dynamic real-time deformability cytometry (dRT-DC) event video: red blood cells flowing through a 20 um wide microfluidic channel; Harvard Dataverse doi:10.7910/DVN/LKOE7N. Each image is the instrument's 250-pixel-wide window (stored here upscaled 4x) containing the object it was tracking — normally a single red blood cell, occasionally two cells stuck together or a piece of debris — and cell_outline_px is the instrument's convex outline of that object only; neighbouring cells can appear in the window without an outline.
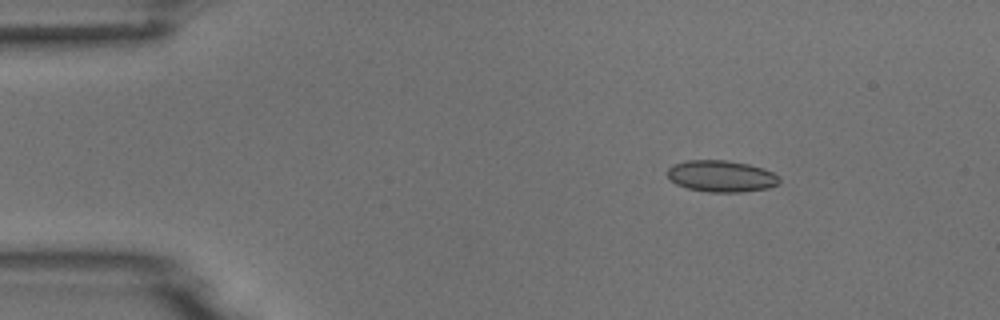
{"species": "common noctule bat (a hibernating species)", "species_latin": "Nyctalus noctula", "temperature_condition": "room temperature", "stored_images_in_passage": 6, "camera_frame_rate_fps": 3000, "um_per_image_px": 0.085, "animal": {"sex": "male", "body_mass_g": 18.8}, "frame": {"image": 1, "passage_image": 2, "time_ms": 2.0, "image_size_px": [1000, 320], "cell_outline_px": [[780, 180], [776, 184], [768, 188], [740, 192], [708, 192], [688, 188], [676, 184], [668, 176], [668, 168], [672, 164], [684, 160], [728, 160], [748, 164], [764, 168], [772, 172]], "centroid_in_image_um": [61.28, 14.96], "position_along_channel_um": 23.7, "area_um2": 20.52}}
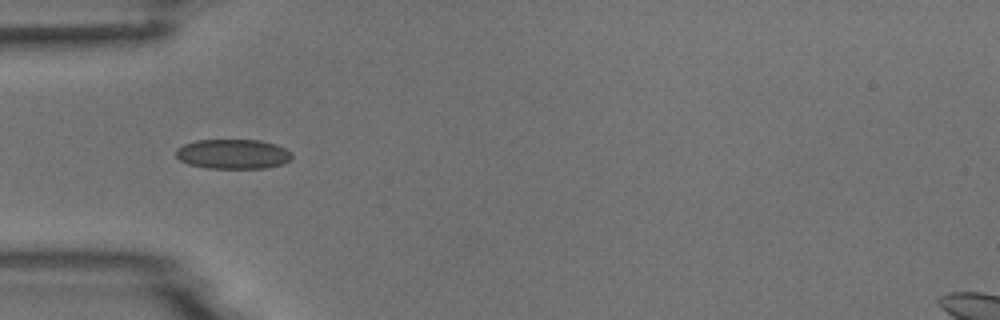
{"frame": {"image": 2, "passage_image": 4, "time_ms": 5.0, "image_size_px": [1000, 320], "cell_outline_px": [[292, 160], [284, 164], [264, 168], [208, 168], [188, 164], [180, 160], [176, 156], [176, 148], [184, 144], [196, 140], [260, 140], [276, 144], [292, 152]], "centroid_in_image_um": [19.83, 13.09], "position_along_channel_um": 65.2, "area_um2": 20.23}}